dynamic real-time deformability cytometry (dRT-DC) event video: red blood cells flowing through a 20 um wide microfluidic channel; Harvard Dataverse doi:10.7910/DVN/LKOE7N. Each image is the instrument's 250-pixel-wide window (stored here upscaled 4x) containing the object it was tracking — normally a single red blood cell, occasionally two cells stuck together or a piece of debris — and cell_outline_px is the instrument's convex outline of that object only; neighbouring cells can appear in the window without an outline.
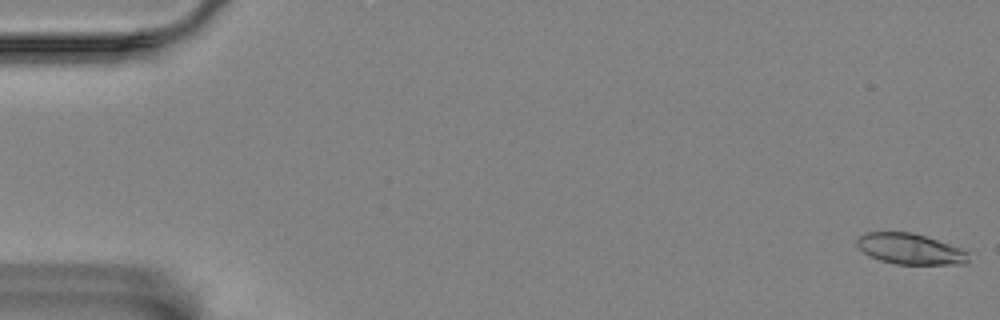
{"species": "Egyptian fruit bat (a non-hibernating species)", "species_latin": "Rousettus aegyptiacus", "temperature_condition": "room temperature", "stored_images_in_passage": 58, "camera_frame_rate_fps": 3000, "um_per_image_px": 0.085, "animal": {"sex": "female"}, "frame": {"image": 1, "passage_image": 1, "time_ms": 0.0, "image_size_px": [1000, 320], "cell_outline_px": [[968, 260], [964, 264], [896, 264], [880, 260], [864, 252], [856, 244], [856, 240], [860, 236], [868, 232], [912, 232], [960, 248], [968, 252]], "centroid_in_image_um": [77.35, 21.16], "position_along_channel_um": 7.6, "area_um2": 19.65}}
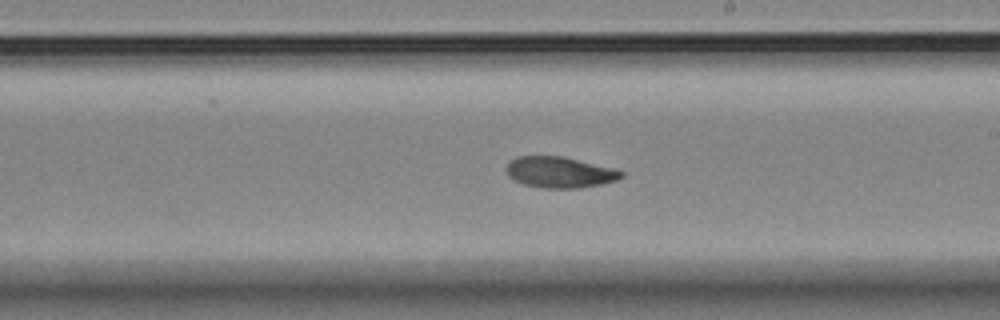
{"frame": {"image": 2, "passage_image": 34, "time_ms": 11.0, "image_size_px": [1000, 320], "cell_outline_px": [[624, 176], [616, 180], [600, 184], [580, 188], [540, 188], [524, 184], [512, 180], [508, 176], [504, 168], [516, 156], [564, 156], [612, 168], [624, 172]], "centroid_in_image_um": [47.53, 14.64], "position_along_channel_um": 241.5, "area_um2": 20.87}}
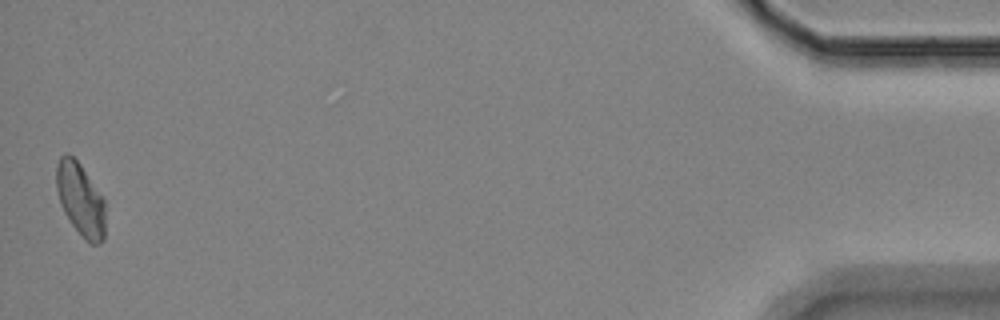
{"frame": {"image": 3, "passage_image": 58, "time_ms": 19.0, "image_size_px": [1000, 320], "cell_outline_px": [[104, 240], [100, 244], [92, 244], [84, 240], [72, 224], [64, 212], [60, 204], [56, 188], [56, 168], [60, 156], [64, 152], [68, 152], [80, 164], [104, 200]], "centroid_in_image_um": [6.82, 16.96], "position_along_channel_um": 428.4, "area_um2": 20.69}}